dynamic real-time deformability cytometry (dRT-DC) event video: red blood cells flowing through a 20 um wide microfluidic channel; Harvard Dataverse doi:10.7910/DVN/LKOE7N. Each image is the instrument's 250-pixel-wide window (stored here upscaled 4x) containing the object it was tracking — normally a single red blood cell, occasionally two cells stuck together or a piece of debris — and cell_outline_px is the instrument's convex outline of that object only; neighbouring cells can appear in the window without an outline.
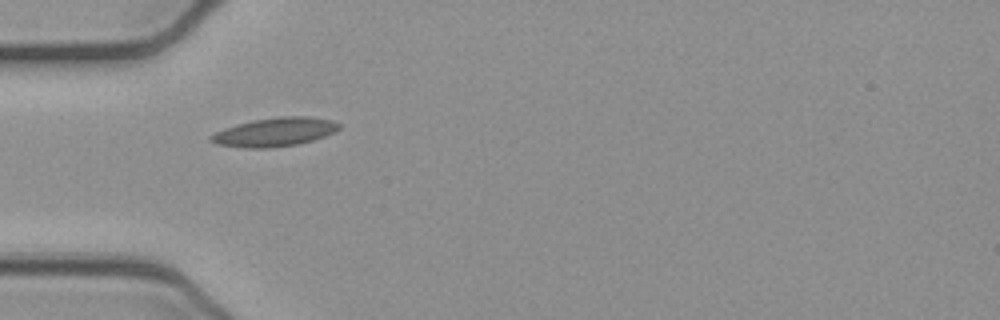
{"species": "common noctule bat (a hibernating species)", "species_latin": "Nyctalus noctula", "temperature_condition": "cold", "stored_images_in_passage": 37, "camera_frame_rate_fps": 3000, "um_per_image_px": 0.085, "animal": {"sex": "female", "body_mass_g": 21.9}, "frame": {"image": 1, "passage_image": 1, "time_ms": 0.0, "image_size_px": [1000, 320], "cell_outline_px": [[340, 128], [324, 136], [312, 140], [296, 144], [272, 148], [244, 148], [216, 144], [208, 140], [208, 136], [224, 128], [236, 124], [252, 120], [280, 116], [308, 116], [332, 120], [340, 124]], "centroid_in_image_um": [23.3, 11.22], "position_along_channel_um": 61.7, "area_um2": 21.5}}
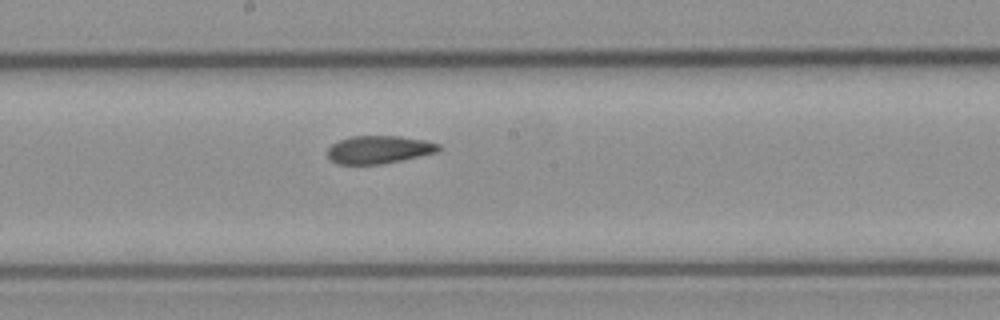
{"frame": {"image": 2, "passage_image": 13, "time_ms": 4.0, "image_size_px": [1000, 320], "cell_outline_px": [[440, 152], [380, 164], [336, 164], [328, 156], [328, 148], [332, 144], [340, 140], [352, 136], [400, 136], [424, 140], [440, 144]], "centroid_in_image_um": [32.23, 12.71], "position_along_channel_um": 216.0, "area_um2": 17.98}}
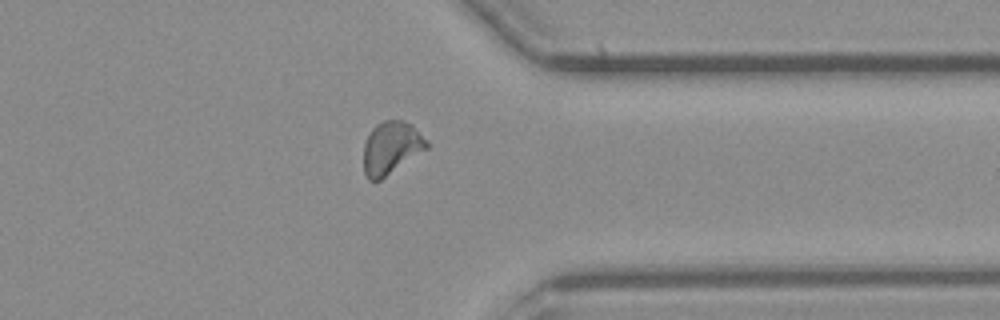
{"frame": {"image": 3, "passage_image": 26, "time_ms": 8.333, "image_size_px": [1000, 320], "cell_outline_px": [[428, 148], [380, 180], [368, 180], [364, 172], [364, 144], [372, 128], [376, 124], [384, 120], [400, 120], [412, 124], [428, 140]], "centroid_in_image_um": [33.26, 12.55], "position_along_channel_um": 378.1, "area_um2": 19.31}, "authors_computed_cell_mechanics": {"area_um2": 18.9006, "velocity_mm_per_s": 3.8913, "shape_relaxation_time_tau1_ms": null, "shape_relaxation_time_tau2_ms": 3.2217, "deformation_change_tau1": null, "deformation_change_tau2": 0.102}}